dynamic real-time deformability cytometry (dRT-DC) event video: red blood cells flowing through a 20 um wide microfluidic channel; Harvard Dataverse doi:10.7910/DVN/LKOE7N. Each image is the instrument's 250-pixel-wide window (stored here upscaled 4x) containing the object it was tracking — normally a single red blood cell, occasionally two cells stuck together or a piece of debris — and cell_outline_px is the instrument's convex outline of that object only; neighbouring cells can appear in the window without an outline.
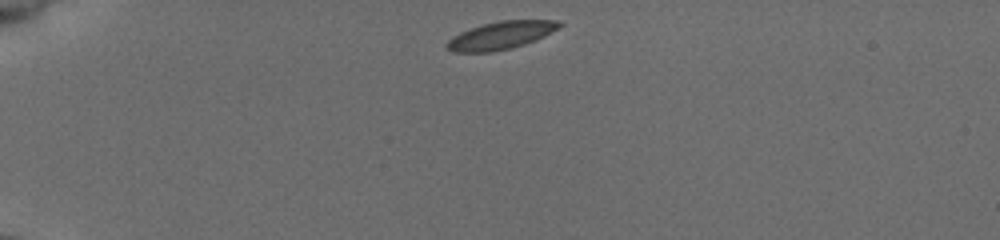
{"species": "common noctule bat (a hibernating species)", "species_latin": "Nyctalus noctula", "temperature_condition": "cold", "stored_images_in_passage": 41, "camera_frame_rate_fps": 3000, "um_per_image_px": 0.085, "animal": {"sex": "female", "body_mass_g": 19.5, "forearm_length_mm": 54.1}, "frame": {"image": 1, "passage_image": 1, "time_ms": 0.0, "image_size_px": [1000, 240], "cell_outline_px": [[564, 24], [524, 44], [508, 48], [488, 52], [456, 52], [448, 48], [444, 44], [452, 36], [460, 32], [480, 24], [500, 20], [560, 20]], "centroid_in_image_um": [42.49, 2.98], "position_along_channel_um": 42.5, "area_um2": 17.8}}
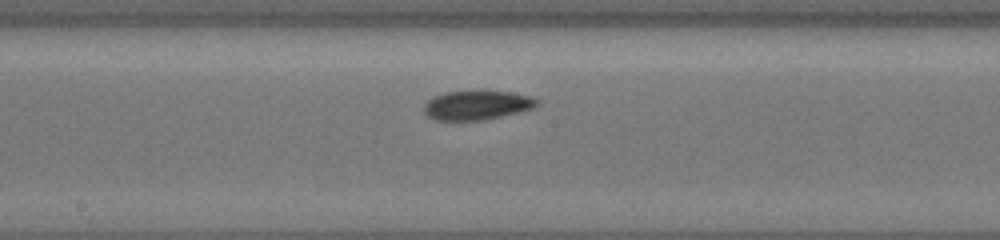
{"frame": {"image": 2, "passage_image": 18, "time_ms": 5.667, "image_size_px": [1000, 240], "cell_outline_px": [[536, 104], [532, 108], [500, 116], [480, 120], [436, 120], [428, 116], [424, 112], [424, 104], [432, 96], [444, 92], [512, 92], [532, 96], [536, 100]], "centroid_in_image_um": [40.47, 8.94], "position_along_channel_um": 207.7, "area_um2": 18.73}}
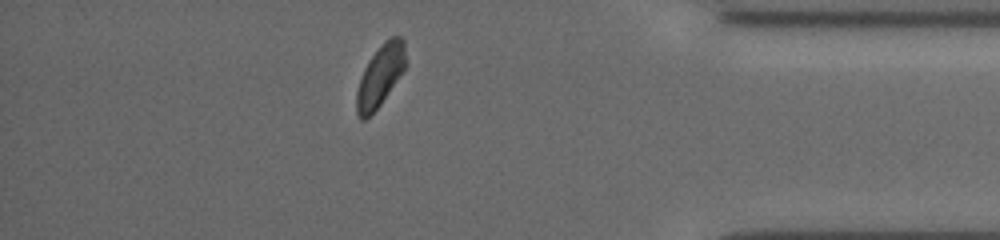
{"frame": {"image": 3, "passage_image": 35, "time_ms": 11.333, "image_size_px": [1000, 240], "cell_outline_px": [[408, 64], [380, 104], [364, 120], [360, 120], [356, 112], [356, 92], [364, 68], [368, 60], [380, 44], [384, 40], [392, 36], [400, 36], [404, 40]], "centroid_in_image_um": [32.34, 6.38], "position_along_channel_um": 402.9, "area_um2": 17.69}, "authors_computed_cell_mechanics": {"area_um2": 18.1492, "velocity_mm_per_s": 3.8689, "shape_relaxation_time_tau1_ms": 3.824, "shape_relaxation_time_tau2_ms": 2.3346, "deformation_change_tau1": 0.0901, "deformation_change_tau2": 0.0669}}